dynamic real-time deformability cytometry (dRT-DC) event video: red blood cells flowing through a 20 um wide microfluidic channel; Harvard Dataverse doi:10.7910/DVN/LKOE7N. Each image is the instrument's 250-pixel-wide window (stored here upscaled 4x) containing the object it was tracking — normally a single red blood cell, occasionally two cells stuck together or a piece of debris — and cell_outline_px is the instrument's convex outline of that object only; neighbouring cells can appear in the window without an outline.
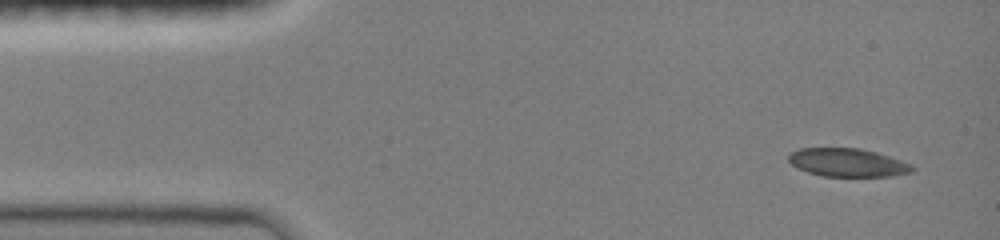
{"species": "common noctule bat (a hibernating species)", "species_latin": "Nyctalus noctula", "temperature_condition": "room temperature", "stored_images_in_passage": 45, "camera_frame_rate_fps": 3000, "um_per_image_px": 0.085, "animal": {"sex": "female", "body_mass_g": 19.0, "forearm_length_mm": 51.5}, "frame": {"image": 1, "passage_image": 1, "time_ms": 0.0, "image_size_px": [1000, 240], "cell_outline_px": [[916, 168], [912, 172], [892, 176], [824, 176], [808, 172], [796, 168], [788, 160], [788, 152], [800, 148], [860, 148], [876, 152], [912, 164]], "centroid_in_image_um": [72.03, 13.81], "position_along_channel_um": 13.0, "area_um2": 20.46}}
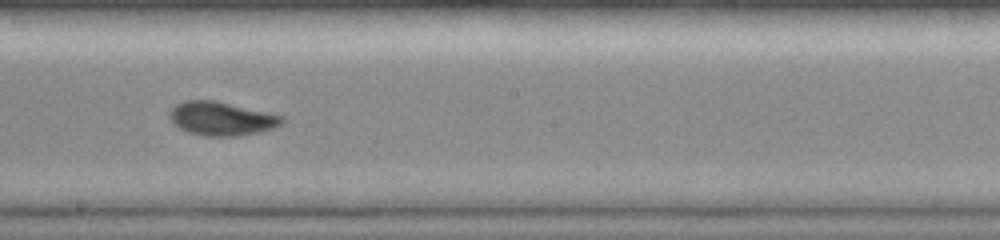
{"frame": {"image": 2, "passage_image": 24, "time_ms": 7.667, "image_size_px": [1000, 240], "cell_outline_px": [[284, 120], [276, 128], [260, 132], [236, 136], [204, 136], [188, 132], [172, 124], [168, 116], [168, 112], [176, 104], [184, 100], [216, 100], [268, 112], [284, 116]], "centroid_in_image_um": [18.81, 10.08], "position_along_channel_um": 229.4, "area_um2": 22.37}}
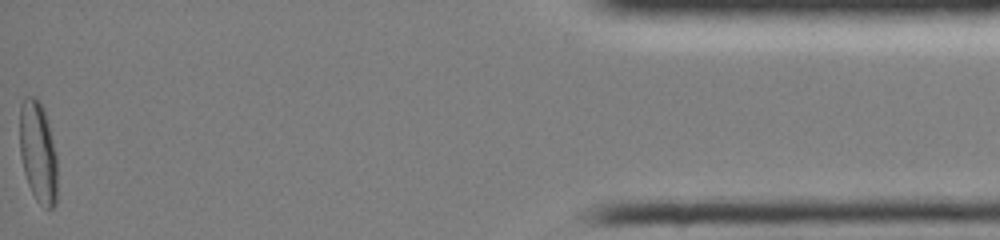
{"frame": {"image": 3, "passage_image": 45, "time_ms": 14.667, "image_size_px": [1000, 240], "cell_outline_px": [[56, 204], [52, 208], [44, 208], [36, 200], [28, 184], [24, 172], [20, 156], [20, 104], [24, 96], [36, 96], [40, 100], [48, 124], [56, 156]], "centroid_in_image_um": [3.21, 12.92], "position_along_channel_um": 432.0, "area_um2": 22.14}, "authors_computed_cell_mechanics": {"area_um2": 21.5016, "velocity_mm_per_s": 4.0602, "shape_relaxation_time_tau1_ms": 7.3233, "shape_relaxation_time_tau2_ms": 1.4623, "deformation_change_tau1": 0.2127, "deformation_change_tau2": 0.0395}}